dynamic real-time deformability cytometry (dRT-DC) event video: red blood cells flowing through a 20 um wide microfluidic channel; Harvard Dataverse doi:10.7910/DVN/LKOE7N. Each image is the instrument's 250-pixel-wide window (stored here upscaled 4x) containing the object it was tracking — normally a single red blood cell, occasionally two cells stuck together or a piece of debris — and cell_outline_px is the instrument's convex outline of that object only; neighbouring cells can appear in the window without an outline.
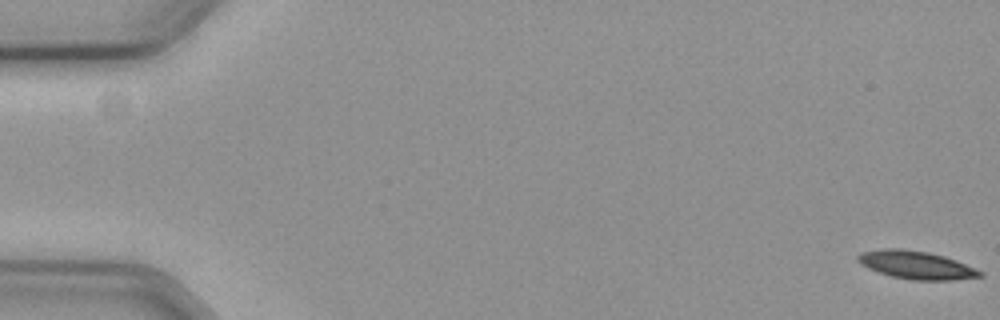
{"species": "common noctule bat (a hibernating species)", "species_latin": "Nyctalus noctula", "temperature_condition": "cold", "stored_images_in_passage": 3, "camera_frame_rate_fps": 3000, "um_per_image_px": 0.085, "animal": {"sex": "female", "body_mass_g": 19.3, "forearm_length_mm": 54.1}, "frame": {"image": 1, "passage_image": 1, "time_ms": 0.0, "image_size_px": [1000, 320], "cell_outline_px": [[984, 276], [952, 280], [912, 280], [892, 276], [868, 268], [860, 264], [856, 260], [856, 256], [860, 252], [884, 248], [900, 248], [928, 252], [944, 256], [956, 260], [984, 272]], "centroid_in_image_um": [77.86, 22.52], "position_along_channel_um": 7.1, "area_um2": 20.0}}